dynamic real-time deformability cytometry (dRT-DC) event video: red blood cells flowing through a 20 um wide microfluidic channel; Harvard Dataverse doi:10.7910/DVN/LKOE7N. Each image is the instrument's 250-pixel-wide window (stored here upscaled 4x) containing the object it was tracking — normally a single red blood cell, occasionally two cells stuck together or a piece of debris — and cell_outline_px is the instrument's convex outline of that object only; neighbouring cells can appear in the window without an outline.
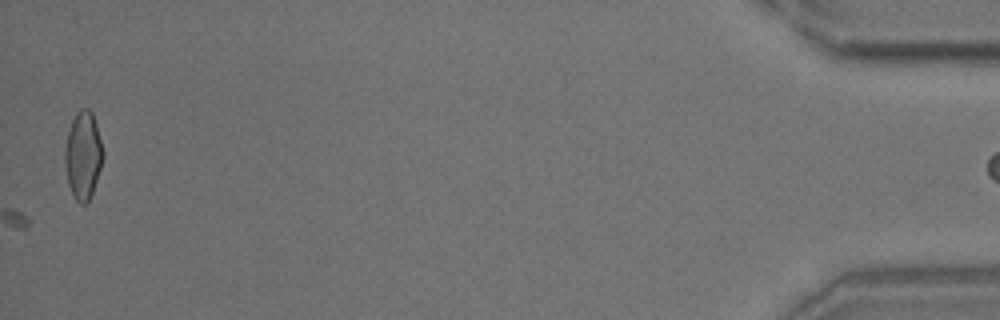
{"species": "common noctule bat (a hibernating species)", "species_latin": "Nyctalus noctula", "temperature_condition": "room temperature", "stored_images_in_passage": 58, "camera_frame_rate_fps": 3000, "um_per_image_px": 0.085, "animal": {"sex": "male", "body_mass_g": 18.8}, "frame": {"image": 1, "passage_image": 58, "time_ms": 19.0, "image_size_px": [1000, 320], "cell_outline_px": [[104, 156], [92, 192], [88, 200], [84, 204], [80, 204], [76, 200], [68, 184], [64, 164], [64, 152], [68, 132], [72, 120], [76, 112], [80, 108], [88, 108], [92, 112], [96, 124], [104, 152]], "centroid_in_image_um": [7.05, 13.17], "position_along_channel_um": 428.1, "area_um2": 19.36}}